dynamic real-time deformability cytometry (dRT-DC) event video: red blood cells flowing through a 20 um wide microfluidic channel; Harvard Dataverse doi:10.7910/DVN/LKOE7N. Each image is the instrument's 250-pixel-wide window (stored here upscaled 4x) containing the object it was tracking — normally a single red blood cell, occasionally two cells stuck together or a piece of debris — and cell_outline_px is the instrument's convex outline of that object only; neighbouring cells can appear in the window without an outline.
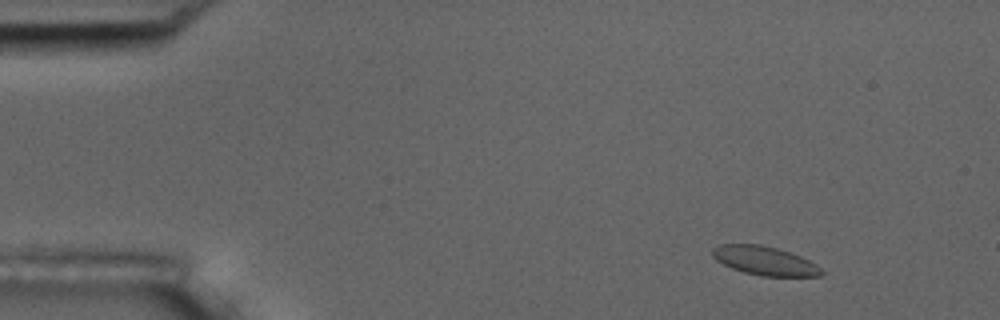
{"species": "common noctule bat (a hibernating species)", "species_latin": "Nyctalus noctula", "temperature_condition": "room temperature", "stored_images_in_passage": 4, "camera_frame_rate_fps": 3000, "um_per_image_px": 0.085, "animal": {"sex": "male", "body_mass_g": 17.5, "forearm_length_mm": 52.3}, "frame": {"image": 1, "passage_image": 1, "time_ms": 0.0, "image_size_px": [1000, 320], "cell_outline_px": [[824, 272], [820, 276], [760, 276], [744, 272], [732, 268], [716, 260], [712, 256], [712, 248], [720, 244], [760, 244], [776, 248], [800, 256], [816, 264]], "centroid_in_image_um": [64.98, 22.16], "position_along_channel_um": 20.0, "area_um2": 18.21}}